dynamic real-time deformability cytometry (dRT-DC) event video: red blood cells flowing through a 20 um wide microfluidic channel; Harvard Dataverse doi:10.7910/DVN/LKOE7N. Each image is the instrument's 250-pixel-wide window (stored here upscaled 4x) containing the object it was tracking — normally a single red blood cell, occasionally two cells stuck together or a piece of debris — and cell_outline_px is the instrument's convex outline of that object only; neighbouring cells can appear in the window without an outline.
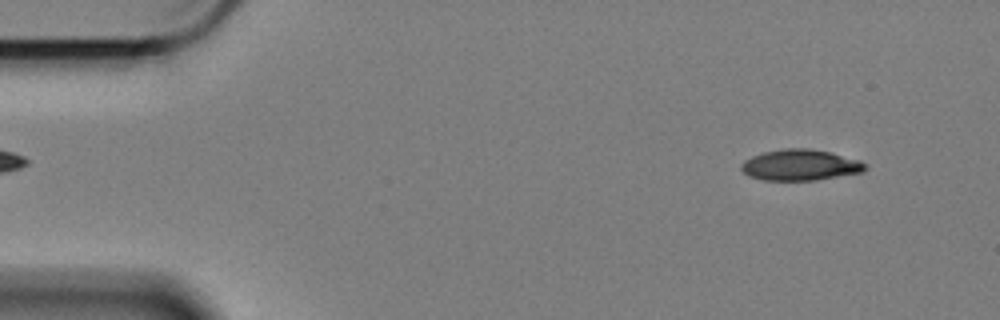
{"species": "Egyptian fruit bat (a non-hibernating species)", "species_latin": "Rousettus aegyptiacus", "temperature_condition": "cold", "stored_images_in_passage": 57, "camera_frame_rate_fps": 3000, "um_per_image_px": 0.085, "animal": {"sex": "female"}, "frame": {"image": 1, "passage_image": 3, "time_ms": 0.667, "image_size_px": [1000, 320], "cell_outline_px": [[868, 168], [864, 172], [816, 180], [764, 180], [748, 176], [740, 168], [740, 164], [744, 160], [752, 156], [764, 152], [784, 148], [808, 148], [828, 152], [860, 160], [868, 164]], "centroid_in_image_um": [68.04, 14.03], "position_along_channel_um": 17.0, "area_um2": 22.48}}
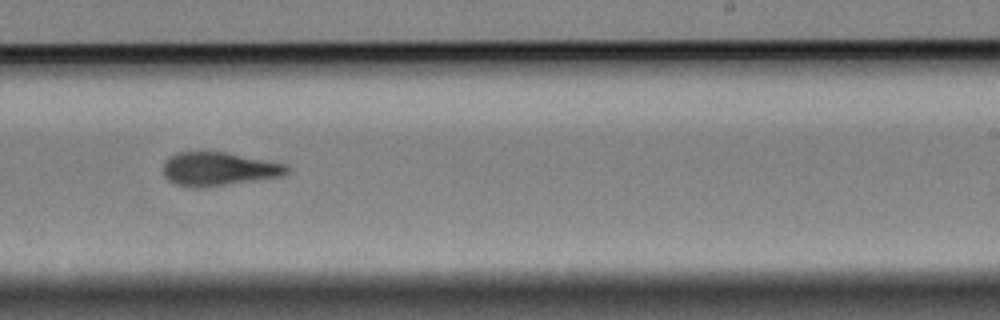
{"frame": {"image": 2, "passage_image": 34, "time_ms": 11.0, "image_size_px": [1000, 320], "cell_outline_px": [[288, 172], [280, 176], [204, 188], [188, 188], [176, 184], [168, 180], [164, 176], [164, 164], [168, 156], [176, 152], [224, 152], [284, 164], [288, 168]], "centroid_in_image_um": [18.5, 14.38], "position_along_channel_um": 270.5, "area_um2": 23.99}}
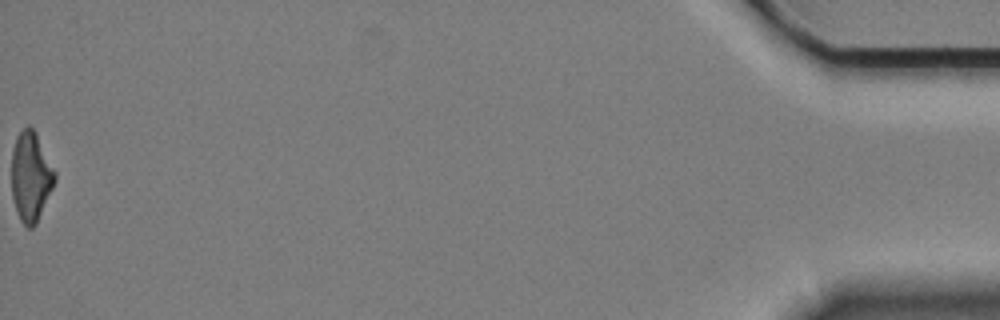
{"frame": {"image": 3, "passage_image": 57, "time_ms": 18.667, "image_size_px": [1000, 320], "cell_outline_px": [[56, 180], [36, 224], [32, 228], [28, 228], [20, 220], [16, 212], [12, 196], [12, 148], [16, 136], [28, 124], [36, 132], [56, 172]], "centroid_in_image_um": [2.61, 15.0], "position_along_channel_um": 432.6, "area_um2": 22.66}, "authors_computed_cell_mechanics": {"area_um2": 23.987, "velocity_mm_per_s": 3.3974, "shape_relaxation_time_tau1_ms": 4.5748, "shape_relaxation_time_tau2_ms": 3.2416, "deformation_change_tau1": 0.1531, "deformation_change_tau2": 0.125}}